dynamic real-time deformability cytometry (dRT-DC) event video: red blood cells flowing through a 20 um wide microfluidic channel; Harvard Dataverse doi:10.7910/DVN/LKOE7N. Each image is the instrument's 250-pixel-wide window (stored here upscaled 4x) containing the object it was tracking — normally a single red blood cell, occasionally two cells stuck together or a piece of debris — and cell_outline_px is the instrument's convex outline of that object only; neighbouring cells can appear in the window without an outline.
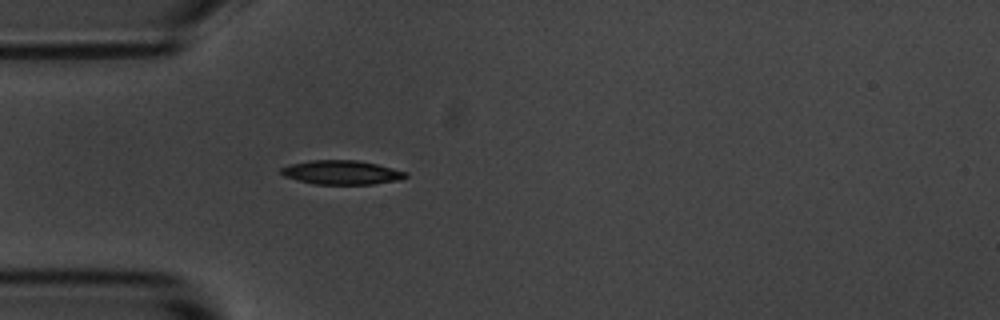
{"species": "common noctule bat (a hibernating species)", "species_latin": "Nyctalus noctula", "temperature_condition": "room temperature", "stored_images_in_passage": 4, "camera_frame_rate_fps": 3000, "um_per_image_px": 0.085, "animal": {"sex": "male", "body_mass_g": 20.1, "forearm_length_mm": 53.5}, "frame": {"image": 1, "passage_image": 4, "time_ms": 3.667, "image_size_px": [1000, 320], "cell_outline_px": [[408, 176], [400, 180], [372, 184], [312, 184], [284, 176], [280, 172], [280, 168], [292, 164], [312, 160], [356, 160], [376, 164], [408, 172]], "centroid_in_image_um": [29.05, 14.66], "position_along_channel_um": 55.9, "area_um2": 17.4}}